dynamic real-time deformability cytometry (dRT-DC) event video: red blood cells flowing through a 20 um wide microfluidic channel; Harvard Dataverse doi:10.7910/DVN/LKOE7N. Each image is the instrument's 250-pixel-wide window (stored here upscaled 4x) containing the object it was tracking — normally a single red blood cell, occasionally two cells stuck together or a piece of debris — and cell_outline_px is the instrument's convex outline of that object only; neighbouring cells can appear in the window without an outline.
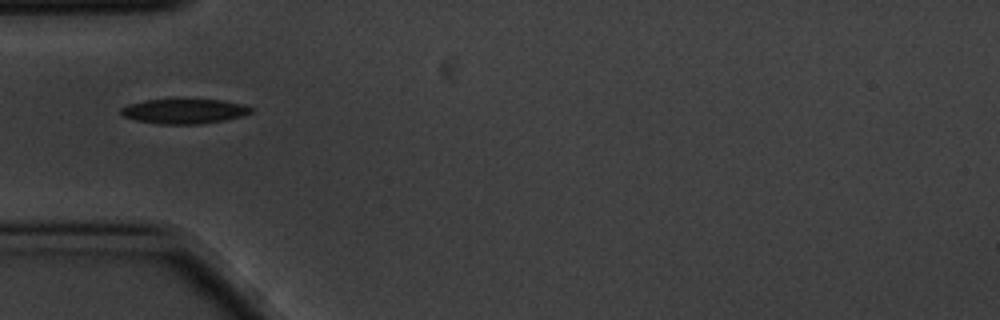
{"species": "common noctule bat (a hibernating species)", "species_latin": "Nyctalus noctula", "temperature_condition": "cold", "stored_images_in_passage": 3, "camera_frame_rate_fps": 3000, "um_per_image_px": 0.085, "animal": {"sex": "male", "body_mass_g": 20.1, "forearm_length_mm": 53.5}, "frame": {"image": 1, "passage_image": 3, "time_ms": 0.667, "image_size_px": [1000, 320], "cell_outline_px": [[252, 112], [244, 116], [204, 124], [160, 124], [136, 120], [124, 116], [120, 112], [120, 108], [128, 104], [144, 100], [224, 100], [244, 104], [252, 108]], "centroid_in_image_um": [15.68, 9.46], "position_along_channel_um": 69.3, "area_um2": 18.79}}